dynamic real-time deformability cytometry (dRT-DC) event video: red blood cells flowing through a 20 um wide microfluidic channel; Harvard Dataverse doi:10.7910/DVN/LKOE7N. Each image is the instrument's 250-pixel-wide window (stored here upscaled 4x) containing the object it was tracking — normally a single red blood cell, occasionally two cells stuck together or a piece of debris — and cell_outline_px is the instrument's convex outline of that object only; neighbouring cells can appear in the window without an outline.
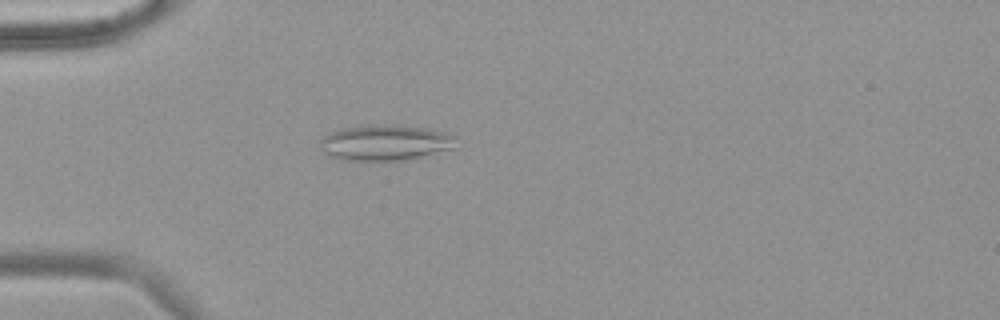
{"species": "common noctule bat (a hibernating species)", "species_latin": "Nyctalus noctula", "temperature_condition": "warm", "stored_images_in_passage": 55, "camera_frame_rate_fps": 3000, "um_per_image_px": 0.085, "animal": {"sex": "female", "body_mass_g": 18.4}, "frame": {"image": 1, "passage_image": 17, "time_ms": 5.333, "image_size_px": [1000, 320], "cell_outline_px": [[460, 148], [404, 160], [340, 160], [324, 152], [320, 140], [328, 132], [360, 124], [404, 124], [448, 132], [456, 136]], "centroid_in_image_um": [32.85, 12.09], "position_along_channel_um": 52.1, "area_um2": 29.13}}
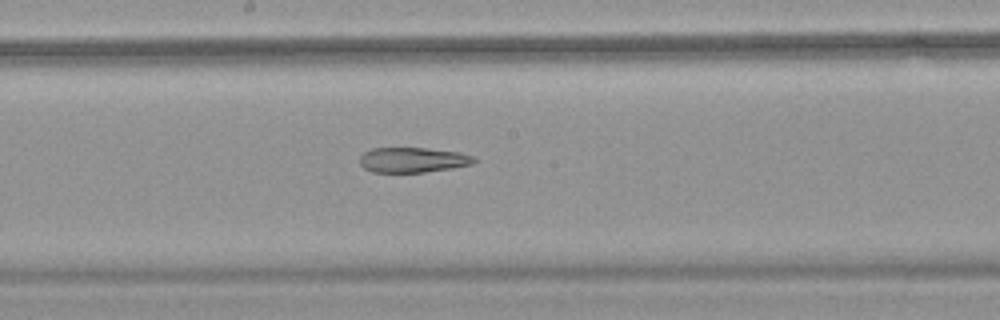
{"frame": {"image": 2, "passage_image": 31, "time_ms": 10.0, "image_size_px": [1000, 320], "cell_outline_px": [[476, 160], [472, 164], [452, 168], [424, 172], [372, 172], [364, 168], [360, 164], [360, 156], [364, 152], [372, 148], [428, 148], [460, 152], [476, 156]], "centroid_in_image_um": [35.11, 13.59], "position_along_channel_um": 213.1, "area_um2": 16.82}}
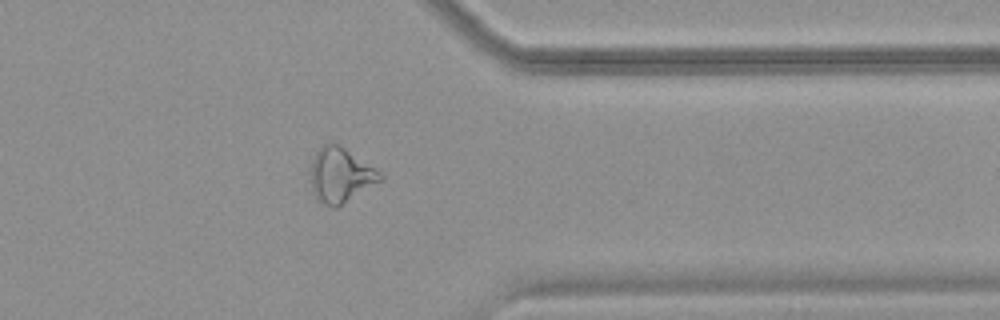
{"frame": {"image": 3, "passage_image": 45, "time_ms": 14.667, "image_size_px": [1000, 320], "cell_outline_px": [[384, 176], [380, 180], [336, 208], [324, 204], [316, 200], [312, 192], [308, 180], [312, 160], [316, 152], [324, 144], [340, 144], [376, 168]], "centroid_in_image_um": [28.88, 14.88], "position_along_channel_um": 382.5, "area_um2": 22.25}, "authors_computed_cell_mechanics": {"area_um2": 23.2356, "velocity_mm_per_s": 3.7525, "shape_relaxation_time_tau1_ms": null, "shape_relaxation_time_tau2_ms": 9.6202, "deformation_change_tau1": null, "deformation_change_tau2": 0.2416}}